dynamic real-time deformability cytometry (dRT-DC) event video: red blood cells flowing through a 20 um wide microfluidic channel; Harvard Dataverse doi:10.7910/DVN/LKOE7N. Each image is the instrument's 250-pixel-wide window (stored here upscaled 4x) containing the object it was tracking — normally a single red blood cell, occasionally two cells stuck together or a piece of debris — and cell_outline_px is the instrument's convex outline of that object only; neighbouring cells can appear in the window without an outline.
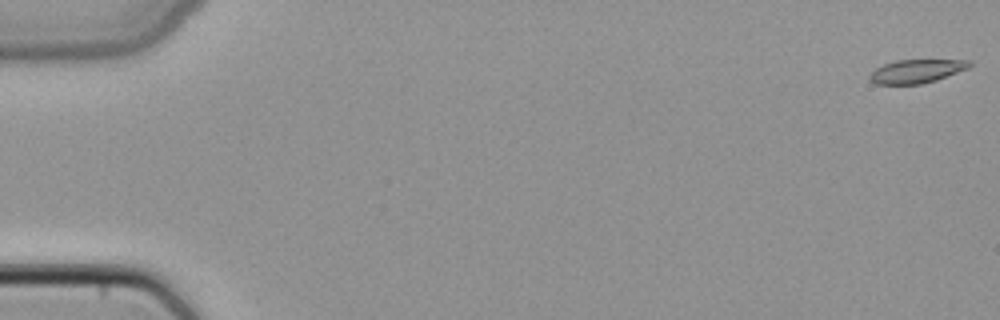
{"species": "common noctule bat (a hibernating species)", "species_latin": "Nyctalus noctula", "temperature_condition": "cold", "stored_images_in_passage": 49, "camera_frame_rate_fps": 3000, "um_per_image_px": 0.085, "animal": {"sex": "female", "body_mass_g": 22.7, "forearm_length_mm": 54.2}, "frame": {"image": 1, "passage_image": 1, "time_ms": 0.0, "image_size_px": [1000, 320], "cell_outline_px": [[972, 64], [968, 68], [936, 80], [920, 84], [876, 84], [868, 76], [876, 68], [884, 64], [896, 60], [972, 60]], "centroid_in_image_um": [77.92, 6.04], "position_along_channel_um": 7.1, "area_um2": 13.53}}
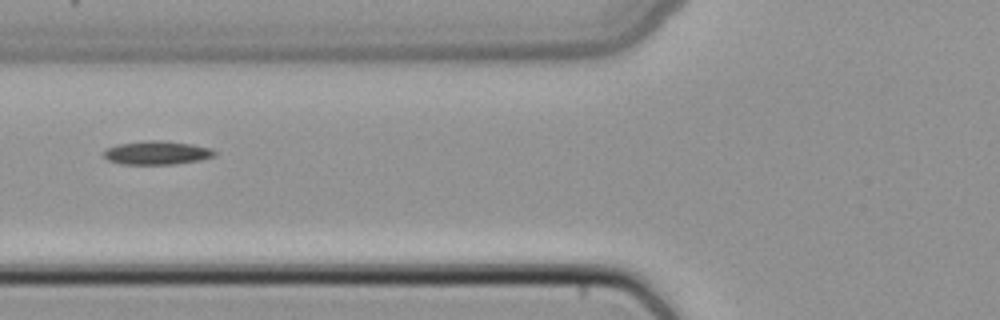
{"frame": {"image": 2, "passage_image": 20, "time_ms": 6.333, "image_size_px": [1000, 320], "cell_outline_px": [[216, 156], [200, 160], [176, 164], [120, 164], [108, 160], [104, 156], [104, 152], [108, 148], [116, 144], [148, 140], [160, 140], [192, 144], [212, 148], [216, 152]], "centroid_in_image_um": [13.37, 12.98], "position_along_channel_um": 112.4, "area_um2": 15.32}}
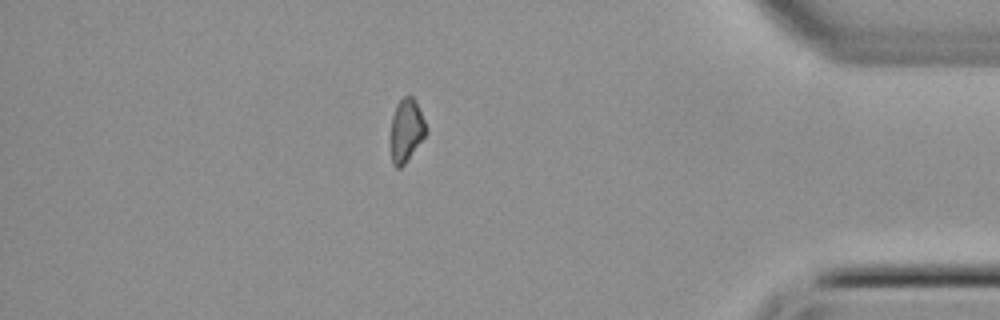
{"frame": {"image": 3, "passage_image": 43, "time_ms": 14.0, "image_size_px": [1000, 320], "cell_outline_px": [[428, 132], [404, 164], [400, 168], [396, 168], [392, 164], [388, 140], [392, 116], [396, 104], [404, 96], [412, 96], [416, 100], [428, 128]], "centroid_in_image_um": [34.5, 11.09], "position_along_channel_um": 400.7, "area_um2": 13.58}}